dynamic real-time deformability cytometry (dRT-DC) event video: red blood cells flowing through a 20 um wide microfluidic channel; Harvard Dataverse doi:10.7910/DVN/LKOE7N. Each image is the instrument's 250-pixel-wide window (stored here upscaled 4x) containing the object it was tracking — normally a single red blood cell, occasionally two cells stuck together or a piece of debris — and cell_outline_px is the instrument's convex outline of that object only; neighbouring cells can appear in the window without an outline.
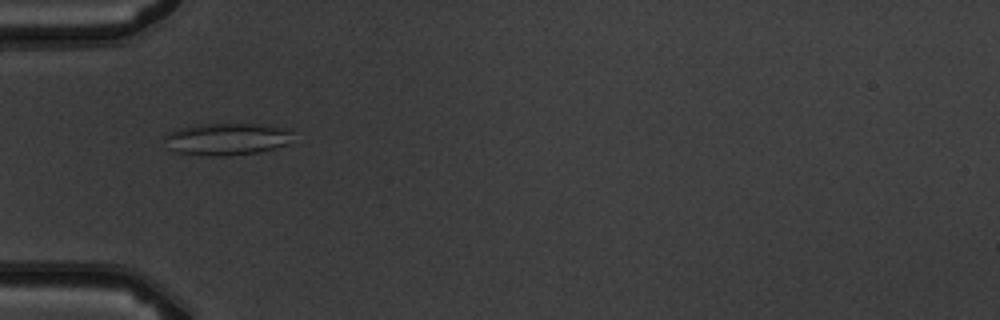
{"species": "common noctule bat (a hibernating species)", "species_latin": "Nyctalus noctula", "temperature_condition": "warm", "stored_images_in_passage": 5, "camera_frame_rate_fps": 3000, "um_per_image_px": 0.085, "animal": {"sex": "male", "body_mass_g": 19.5, "forearm_length_mm": 54.6}, "frame": {"image": 1, "passage_image": 3, "time_ms": 2.333, "image_size_px": [1000, 320], "cell_outline_px": [[292, 144], [260, 152], [228, 156], [208, 156], [176, 152], [168, 148], [164, 136], [168, 132], [176, 128], [196, 124], [268, 124], [292, 128]], "centroid_in_image_um": [19.35, 11.81], "position_along_channel_um": 65.6, "area_um2": 24.8}}
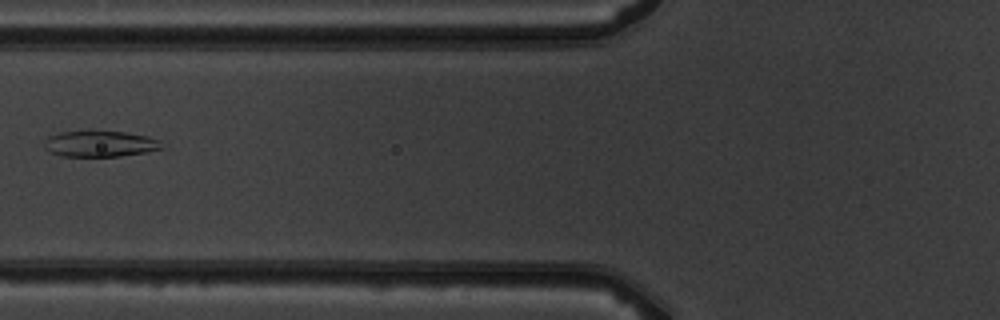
{"frame": {"image": 2, "passage_image": 4, "time_ms": 3.667, "image_size_px": [1000, 320], "cell_outline_px": [[168, 148], [120, 156], [60, 156], [44, 148], [44, 140], [48, 136], [60, 132], [124, 132], [148, 136], [160, 140]], "centroid_in_image_um": [8.55, 12.23], "position_along_channel_um": 117.2, "area_um2": 17.74}}